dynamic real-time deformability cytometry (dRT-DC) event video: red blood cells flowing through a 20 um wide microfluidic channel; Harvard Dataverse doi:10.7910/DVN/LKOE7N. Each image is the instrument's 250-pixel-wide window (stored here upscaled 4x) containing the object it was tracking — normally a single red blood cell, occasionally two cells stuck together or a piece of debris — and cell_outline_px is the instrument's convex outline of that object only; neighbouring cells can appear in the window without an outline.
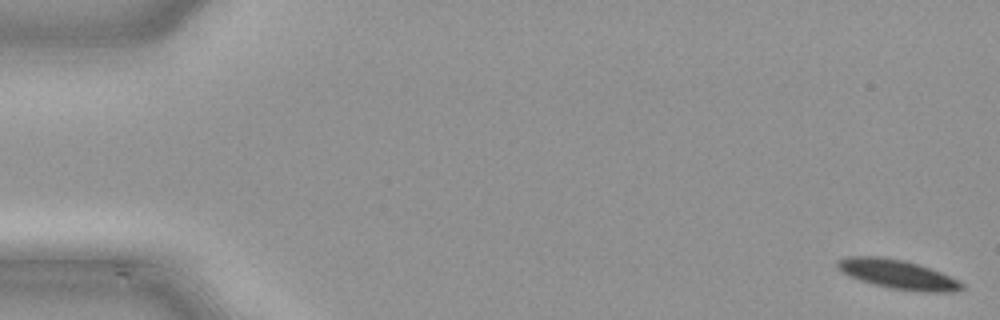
{"species": "common noctule bat (a hibernating species)", "species_latin": "Nyctalus noctula", "temperature_condition": "cold", "stored_images_in_passage": 49, "camera_frame_rate_fps": 3000, "um_per_image_px": 0.085, "animal": {"sex": "male", "body_mass_g": 21.5, "forearm_length_mm": 52.0}, "frame": {"image": 1, "passage_image": 1, "time_ms": 0.0, "image_size_px": [1000, 320], "cell_outline_px": [[964, 288], [952, 292], [924, 292], [892, 288], [860, 280], [844, 272], [836, 264], [836, 260], [848, 256], [880, 256], [904, 260], [940, 272], [960, 280], [964, 284]], "centroid_in_image_um": [76.35, 23.31], "position_along_channel_um": 8.6, "area_um2": 20.81}}
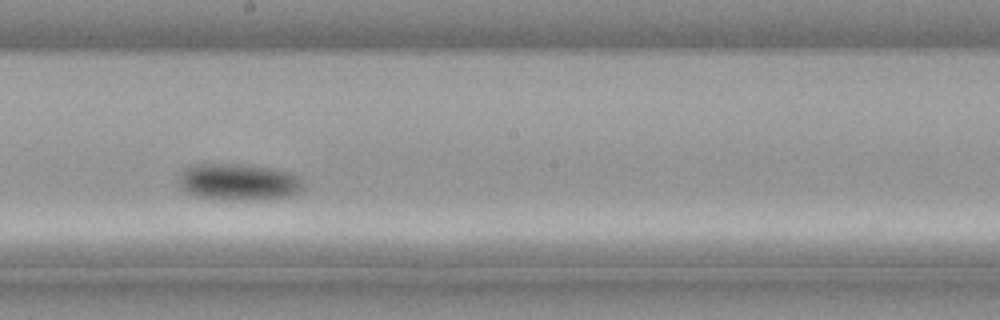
{"frame": {"image": 2, "passage_image": 28, "time_ms": 9.0, "image_size_px": [1000, 320], "cell_outline_px": [[304, 188], [300, 192], [292, 196], [272, 200], [212, 200], [188, 196], [180, 192], [176, 184], [176, 180], [184, 168], [196, 164], [248, 164], [272, 168], [288, 172], [296, 176], [304, 184]], "centroid_in_image_um": [20.18, 15.51], "position_along_channel_um": 228.0, "area_um2": 28.03}}
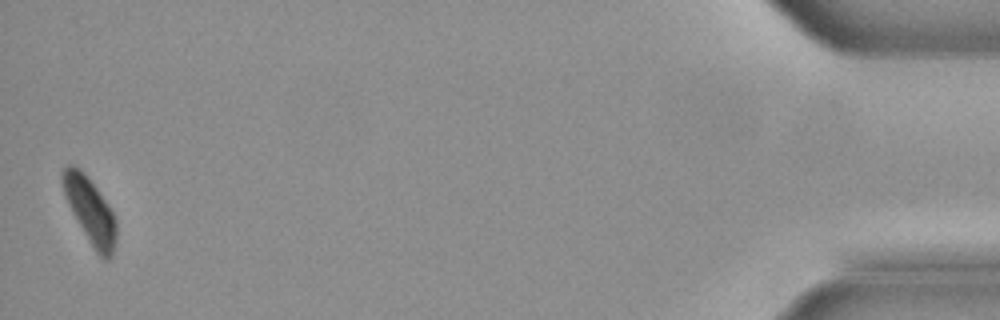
{"frame": {"image": 3, "passage_image": 49, "time_ms": 16.0, "image_size_px": [1000, 320], "cell_outline_px": [[116, 240], [112, 256], [108, 260], [104, 260], [96, 252], [72, 212], [64, 196], [60, 184], [60, 172], [68, 164], [72, 164], [80, 168], [96, 188], [112, 212], [116, 220]], "centroid_in_image_um": [7.62, 17.87], "position_along_channel_um": 427.6, "area_um2": 20.46}}